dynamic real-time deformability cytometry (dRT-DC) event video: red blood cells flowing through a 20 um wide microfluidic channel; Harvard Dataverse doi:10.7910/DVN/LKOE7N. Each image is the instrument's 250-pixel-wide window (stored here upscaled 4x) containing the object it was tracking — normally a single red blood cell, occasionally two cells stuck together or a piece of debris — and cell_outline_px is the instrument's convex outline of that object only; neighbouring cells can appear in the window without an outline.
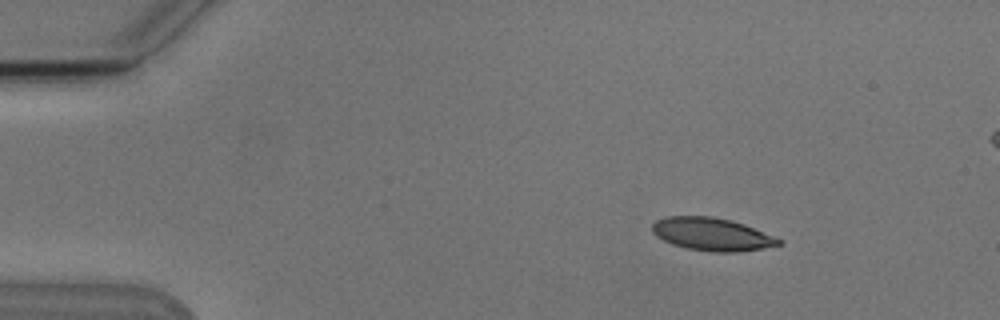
{"species": "Egyptian fruit bat (a non-hibernating species)", "species_latin": "Rousettus aegyptiacus", "temperature_condition": "cold", "stored_images_in_passage": 7, "camera_frame_rate_fps": 3000, "um_per_image_px": 0.085, "animal": {"sex": "male"}, "frame": {"image": 1, "passage_image": 2, "time_ms": 1.333, "image_size_px": [1000, 320], "cell_outline_px": [[784, 244], [740, 252], [712, 252], [688, 248], [672, 244], [656, 236], [652, 232], [652, 224], [656, 220], [664, 216], [712, 216], [732, 220], [744, 224], [784, 240]], "centroid_in_image_um": [60.53, 19.9], "position_along_channel_um": 24.5, "area_um2": 24.39}}
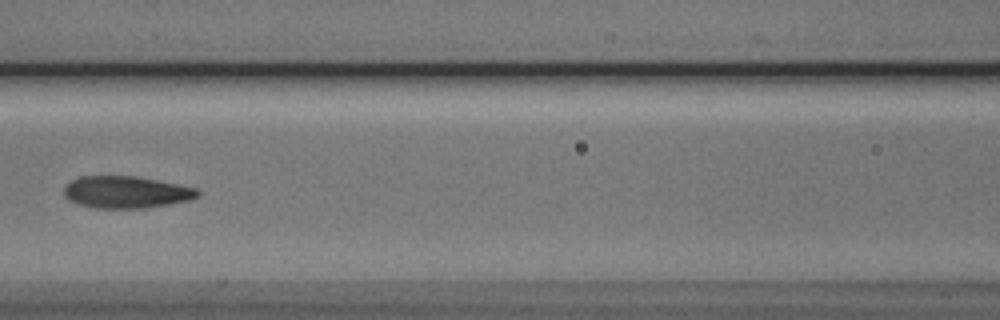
{"frame": {"image": 2, "passage_image": 7, "time_ms": 7.0, "image_size_px": [1000, 320], "cell_outline_px": [[200, 196], [188, 200], [172, 204], [144, 208], [96, 208], [76, 204], [68, 200], [64, 196], [64, 184], [80, 176], [136, 176], [200, 188]], "centroid_in_image_um": [10.73, 16.33], "position_along_channel_um": 155.9, "area_um2": 25.32}}